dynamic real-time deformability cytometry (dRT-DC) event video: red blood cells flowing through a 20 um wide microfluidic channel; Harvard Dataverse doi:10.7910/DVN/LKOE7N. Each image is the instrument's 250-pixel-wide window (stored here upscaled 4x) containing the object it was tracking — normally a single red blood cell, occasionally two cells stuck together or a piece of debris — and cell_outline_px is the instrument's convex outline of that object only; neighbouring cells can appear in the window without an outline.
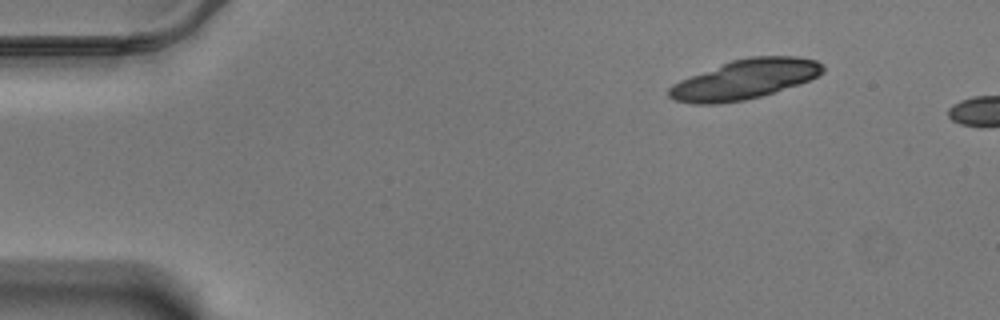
{"species": "Egyptian fruit bat (a non-hibernating species)", "species_latin": "Rousettus aegyptiacus", "temperature_condition": "warm", "stored_images_in_passage": 5, "camera_frame_rate_fps": 3000, "um_per_image_px": 0.085, "animal": {"sex": "male"}, "frame": {"image": 1, "passage_image": 1, "time_ms": 0.0, "image_size_px": [1000, 320], "cell_outline_px": [[824, 72], [800, 84], [760, 96], [744, 100], [720, 104], [692, 104], [672, 100], [668, 96], [668, 88], [672, 84], [680, 80], [732, 60], [748, 56], [796, 56], [816, 60], [824, 64]], "centroid_in_image_um": [63.3, 6.75], "position_along_channel_um": 21.7, "area_um2": 35.55}}